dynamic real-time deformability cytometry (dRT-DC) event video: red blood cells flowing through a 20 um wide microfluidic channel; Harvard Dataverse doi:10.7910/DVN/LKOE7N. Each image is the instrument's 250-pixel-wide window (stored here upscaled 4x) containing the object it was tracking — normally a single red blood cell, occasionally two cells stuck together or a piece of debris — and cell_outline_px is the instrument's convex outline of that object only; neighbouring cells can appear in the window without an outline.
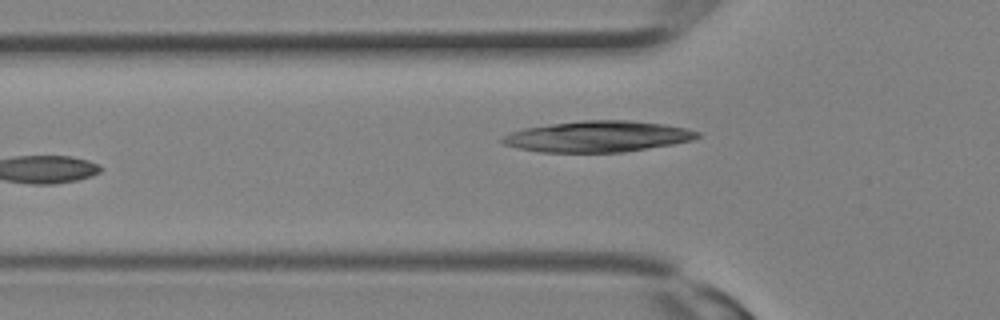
{"species": "Egyptian fruit bat (a non-hibernating species)", "species_latin": "Rousettus aegyptiacus", "temperature_condition": "room temperature", "stored_images_in_passage": 12, "camera_frame_rate_fps": 3000, "um_per_image_px": 0.085, "animal": {"sex": "female"}, "frame": {"image": 1, "passage_image": 12, "time_ms": 3.667, "image_size_px": [1000, 320], "cell_outline_px": [[700, 136], [692, 140], [672, 144], [624, 152], [540, 152], [520, 148], [504, 144], [500, 140], [504, 136], [512, 132], [524, 128], [580, 120], [632, 120], [664, 124], [684, 128], [700, 132]], "centroid_in_image_um": [50.83, 11.6], "position_along_channel_um": 75.0, "area_um2": 35.03}}